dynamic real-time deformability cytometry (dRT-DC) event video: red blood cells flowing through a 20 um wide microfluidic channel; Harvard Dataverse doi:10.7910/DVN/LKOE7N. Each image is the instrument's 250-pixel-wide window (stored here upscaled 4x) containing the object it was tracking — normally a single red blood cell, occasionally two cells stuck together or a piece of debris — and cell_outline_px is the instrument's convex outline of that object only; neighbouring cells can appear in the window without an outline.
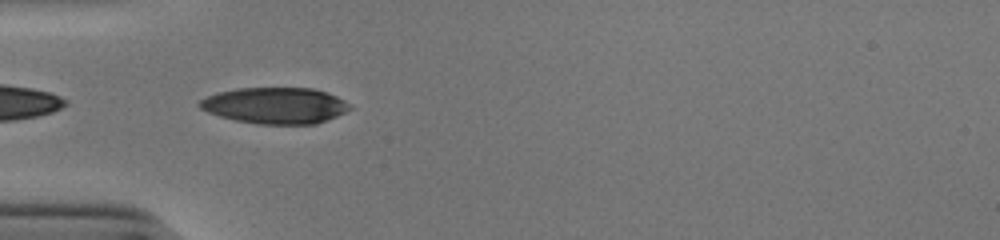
{"species": "human", "species_latin": "Homo sapiens", "temperature_condition": "cold", "stored_images_in_passage": 36, "camera_frame_rate_fps": 3000, "um_per_image_px": 0.085, "donor": {"sex": "male"}, "frame": {"image": 1, "passage_image": 1, "time_ms": 0.0, "image_size_px": [1000, 240], "cell_outline_px": [[352, 108], [336, 116], [316, 124], [260, 124], [236, 120], [220, 116], [208, 112], [200, 108], [196, 104], [200, 100], [208, 96], [220, 92], [236, 88], [312, 88], [328, 92], [344, 100]], "centroid_in_image_um": [23.39, 8.96], "position_along_channel_um": 61.6, "area_um2": 31.56}}
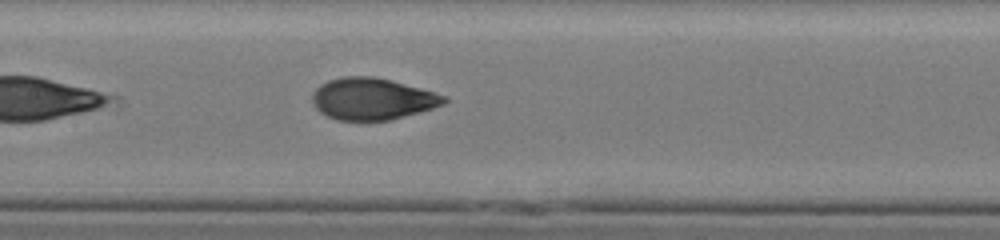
{"frame": {"image": 2, "passage_image": 10, "time_ms": 3.0, "image_size_px": [1000, 240], "cell_outline_px": [[448, 100], [444, 104], [432, 108], [388, 120], [336, 120], [320, 112], [312, 104], [312, 92], [320, 84], [328, 80], [344, 76], [376, 76], [392, 80], [448, 96]], "centroid_in_image_um": [31.62, 8.39], "position_along_channel_um": 175.8, "area_um2": 32.08}}
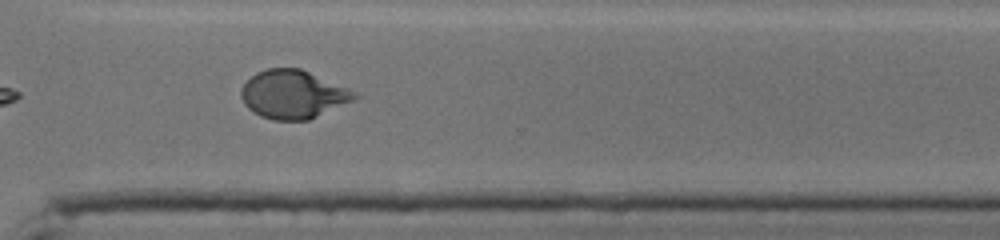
{"frame": {"image": 3, "passage_image": 23, "time_ms": 7.333, "image_size_px": [1000, 240], "cell_outline_px": [[364, 96], [356, 100], [308, 120], [272, 120], [260, 116], [252, 112], [244, 104], [240, 96], [240, 88], [256, 72], [268, 68], [300, 68], [348, 88]], "centroid_in_image_um": [24.93, 8.03], "position_along_channel_um": 345.7, "area_um2": 32.25}, "authors_computed_cell_mechanics": {"area_um2": 32.0212, "velocity_mm_per_s": 3.929, "shape_relaxation_time_tau1_ms": 5.7206, "shape_relaxation_time_tau2_ms": 0.6667, "deformation_change_tau1": 0.2144, "deformation_change_tau2": 0.056}}